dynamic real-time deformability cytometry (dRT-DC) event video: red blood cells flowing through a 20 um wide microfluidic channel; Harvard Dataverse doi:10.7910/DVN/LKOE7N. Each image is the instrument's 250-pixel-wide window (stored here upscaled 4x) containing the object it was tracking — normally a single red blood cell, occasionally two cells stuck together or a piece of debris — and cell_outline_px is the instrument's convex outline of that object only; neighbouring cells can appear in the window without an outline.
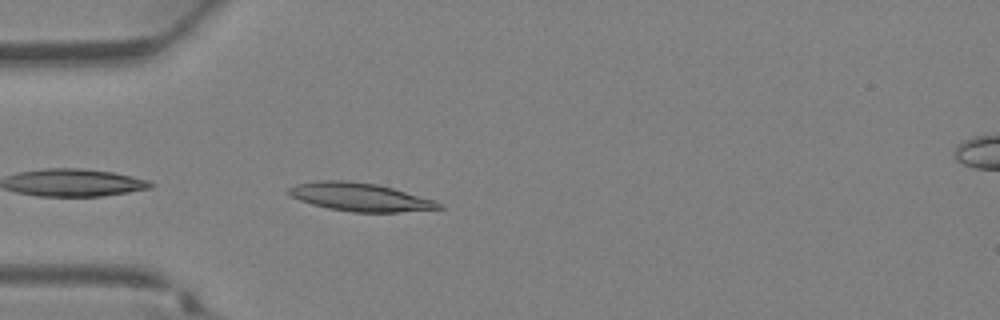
{"species": "Egyptian fruit bat (a non-hibernating species)", "species_latin": "Rousettus aegyptiacus", "temperature_condition": "warm", "stored_images_in_passage": 9, "camera_frame_rate_fps": 3000, "um_per_image_px": 0.085, "animal": {"sex": "female"}, "frame": {"image": 1, "passage_image": 6, "time_ms": 1.667, "image_size_px": [1000, 320], "cell_outline_px": [[444, 208], [400, 212], [352, 212], [328, 208], [312, 204], [300, 200], [292, 196], [288, 192], [288, 188], [296, 184], [316, 180], [344, 180], [376, 184], [392, 188], [432, 200], [444, 204]], "centroid_in_image_um": [30.58, 16.75], "position_along_channel_um": 54.4, "area_um2": 24.45}}